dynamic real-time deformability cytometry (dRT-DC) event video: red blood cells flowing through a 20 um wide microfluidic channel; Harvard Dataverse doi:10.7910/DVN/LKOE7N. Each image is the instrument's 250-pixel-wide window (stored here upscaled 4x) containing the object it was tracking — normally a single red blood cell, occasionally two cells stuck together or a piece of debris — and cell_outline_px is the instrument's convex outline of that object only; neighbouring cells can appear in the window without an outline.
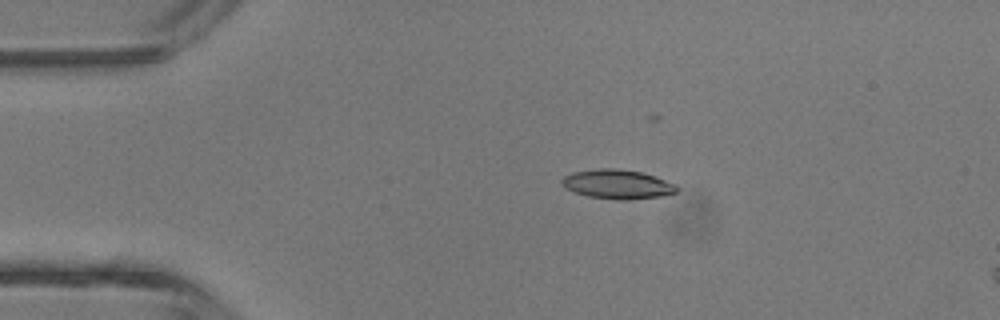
{"species": "common noctule bat (a hibernating species)", "species_latin": "Nyctalus noctula", "temperature_condition": "room temperature", "stored_images_in_passage": 4, "camera_frame_rate_fps": 3000, "um_per_image_px": 0.085, "animal": {"sex": "male", "body_mass_g": 13.3}, "frame": {"image": 1, "passage_image": 2, "time_ms": 1.333, "image_size_px": [1000, 320], "cell_outline_px": [[680, 188], [676, 192], [664, 196], [628, 200], [616, 200], [588, 196], [564, 188], [560, 184], [560, 180], [564, 176], [572, 172], [596, 168], [616, 168], [640, 172], [676, 184]], "centroid_in_image_um": [52.45, 15.66], "position_along_channel_um": 32.5, "area_um2": 19.77}}